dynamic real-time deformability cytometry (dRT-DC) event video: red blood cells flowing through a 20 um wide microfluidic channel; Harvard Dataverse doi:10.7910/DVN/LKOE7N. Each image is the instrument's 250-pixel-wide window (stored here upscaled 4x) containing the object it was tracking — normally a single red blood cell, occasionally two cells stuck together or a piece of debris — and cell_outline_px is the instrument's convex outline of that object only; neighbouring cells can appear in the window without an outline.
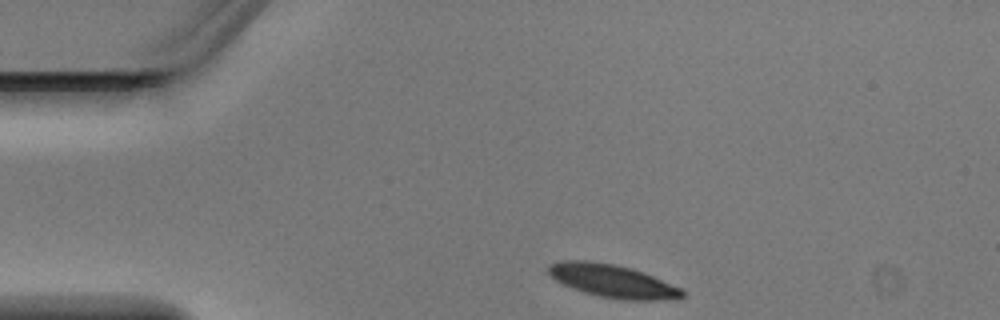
{"species": "Egyptian fruit bat (a non-hibernating species)", "species_latin": "Rousettus aegyptiacus", "temperature_condition": "warm", "stored_images_in_passage": 4, "camera_frame_rate_fps": 3000, "um_per_image_px": 0.085, "animal": {"sex": "male"}, "frame": {"image": 1, "passage_image": 4, "time_ms": 1.0, "image_size_px": [1000, 320], "cell_outline_px": [[684, 296], [680, 300], [624, 300], [600, 296], [584, 292], [572, 288], [556, 280], [548, 272], [548, 264], [560, 260], [588, 260], [616, 264], [632, 268], [644, 272], [680, 288], [684, 292]], "centroid_in_image_um": [52.09, 23.88], "position_along_channel_um": 32.9, "area_um2": 25.89}}